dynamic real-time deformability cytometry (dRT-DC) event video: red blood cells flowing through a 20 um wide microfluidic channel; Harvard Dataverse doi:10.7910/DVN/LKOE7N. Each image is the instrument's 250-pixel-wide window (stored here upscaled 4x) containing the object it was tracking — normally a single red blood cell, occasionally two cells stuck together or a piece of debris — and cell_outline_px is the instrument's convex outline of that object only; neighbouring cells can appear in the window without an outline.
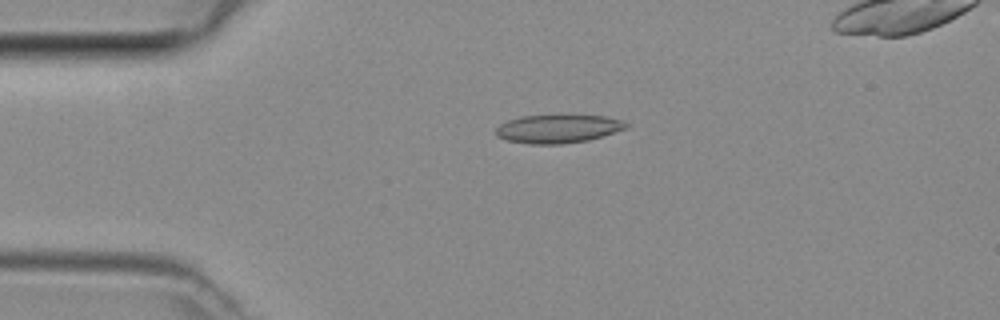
{"species": "common noctule bat (a hibernating species)", "species_latin": "Nyctalus noctula", "temperature_condition": "room temperature", "stored_images_in_passage": 5, "camera_frame_rate_fps": 3000, "um_per_image_px": 0.085, "animal": {"sex": "female", "body_mass_g": 29.2, "forearm_length_mm": 56.3}, "frame": {"image": 1, "passage_image": 3, "time_ms": 0.667, "image_size_px": [1000, 320], "cell_outline_px": [[628, 128], [588, 140], [560, 144], [528, 144], [508, 140], [496, 136], [496, 128], [500, 124], [508, 120], [520, 116], [604, 116], [624, 120], [628, 124]], "centroid_in_image_um": [47.43, 10.95], "position_along_channel_um": 37.6, "area_um2": 21.33}}